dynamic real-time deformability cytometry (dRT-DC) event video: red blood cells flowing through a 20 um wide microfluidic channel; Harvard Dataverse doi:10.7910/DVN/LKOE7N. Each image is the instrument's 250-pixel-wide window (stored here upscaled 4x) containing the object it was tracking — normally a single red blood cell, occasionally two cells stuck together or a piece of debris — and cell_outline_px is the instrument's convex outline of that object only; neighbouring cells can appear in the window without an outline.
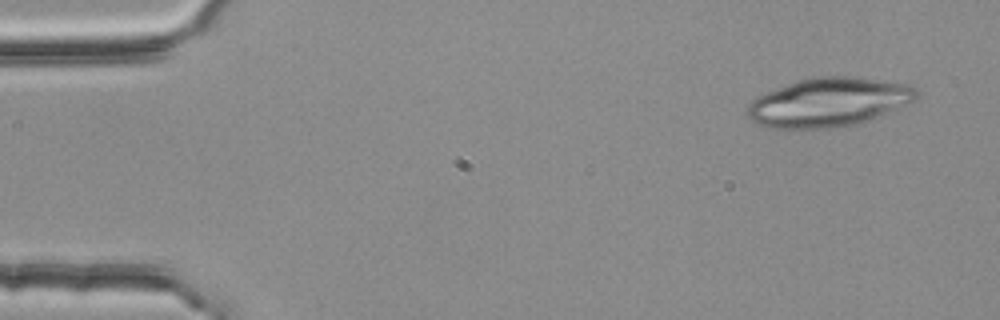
{"species": "common noctule bat (a hibernating species)", "species_latin": "Nyctalus noctula", "temperature_condition": "room temperature", "stored_images_in_passage": 3, "camera_frame_rate_fps": 3000, "um_per_image_px": 0.085, "animal": {"sex": "female", "body_mass_g": 25.1}, "frame": {"image": 1, "passage_image": 1, "time_ms": 0.0, "image_size_px": [1000, 320], "cell_outline_px": [[920, 92], [916, 100], [856, 124], [828, 128], [768, 128], [756, 124], [748, 116], [748, 104], [756, 96], [788, 84], [800, 80], [816, 76], [852, 76], [912, 84]], "centroid_in_image_um": [70.44, 8.68], "position_along_channel_um": 14.6, "area_um2": 47.92}}